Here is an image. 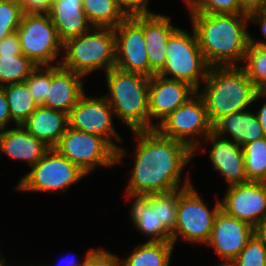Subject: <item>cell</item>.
Here are the masks:
<instances>
[{
	"label": "cell",
	"mask_w": 266,
	"mask_h": 266,
	"mask_svg": "<svg viewBox=\"0 0 266 266\" xmlns=\"http://www.w3.org/2000/svg\"><path fill=\"white\" fill-rule=\"evenodd\" d=\"M86 176L78 166L50 148L43 157L21 178L17 190L48 191L67 189Z\"/></svg>",
	"instance_id": "9c48e42d"
},
{
	"label": "cell",
	"mask_w": 266,
	"mask_h": 266,
	"mask_svg": "<svg viewBox=\"0 0 266 266\" xmlns=\"http://www.w3.org/2000/svg\"><path fill=\"white\" fill-rule=\"evenodd\" d=\"M54 148L86 174L116 164V150L104 138L69 126Z\"/></svg>",
	"instance_id": "8fae6325"
},
{
	"label": "cell",
	"mask_w": 266,
	"mask_h": 266,
	"mask_svg": "<svg viewBox=\"0 0 266 266\" xmlns=\"http://www.w3.org/2000/svg\"><path fill=\"white\" fill-rule=\"evenodd\" d=\"M38 66L21 55H0V87L24 82Z\"/></svg>",
	"instance_id": "83f0119b"
},
{
	"label": "cell",
	"mask_w": 266,
	"mask_h": 266,
	"mask_svg": "<svg viewBox=\"0 0 266 266\" xmlns=\"http://www.w3.org/2000/svg\"><path fill=\"white\" fill-rule=\"evenodd\" d=\"M53 0H19L23 14H49Z\"/></svg>",
	"instance_id": "74e56055"
},
{
	"label": "cell",
	"mask_w": 266,
	"mask_h": 266,
	"mask_svg": "<svg viewBox=\"0 0 266 266\" xmlns=\"http://www.w3.org/2000/svg\"><path fill=\"white\" fill-rule=\"evenodd\" d=\"M82 3L93 28H115L126 18L116 0H82Z\"/></svg>",
	"instance_id": "4316f807"
},
{
	"label": "cell",
	"mask_w": 266,
	"mask_h": 266,
	"mask_svg": "<svg viewBox=\"0 0 266 266\" xmlns=\"http://www.w3.org/2000/svg\"><path fill=\"white\" fill-rule=\"evenodd\" d=\"M179 203V190L157 193V216L159 224L172 234L176 226Z\"/></svg>",
	"instance_id": "4dcf8cb0"
},
{
	"label": "cell",
	"mask_w": 266,
	"mask_h": 266,
	"mask_svg": "<svg viewBox=\"0 0 266 266\" xmlns=\"http://www.w3.org/2000/svg\"><path fill=\"white\" fill-rule=\"evenodd\" d=\"M127 196L136 197L130 210V216L136 228L144 235L151 236L149 241L171 242L172 234L158 221L157 193L144 196L127 194Z\"/></svg>",
	"instance_id": "603a6c76"
},
{
	"label": "cell",
	"mask_w": 266,
	"mask_h": 266,
	"mask_svg": "<svg viewBox=\"0 0 266 266\" xmlns=\"http://www.w3.org/2000/svg\"><path fill=\"white\" fill-rule=\"evenodd\" d=\"M213 133L220 137L229 133L234 143L241 147L265 137L256 115L246 110L219 119L213 125Z\"/></svg>",
	"instance_id": "cb8c5ba5"
},
{
	"label": "cell",
	"mask_w": 266,
	"mask_h": 266,
	"mask_svg": "<svg viewBox=\"0 0 266 266\" xmlns=\"http://www.w3.org/2000/svg\"><path fill=\"white\" fill-rule=\"evenodd\" d=\"M173 247L172 242H145L121 260L122 266H169Z\"/></svg>",
	"instance_id": "d4e9b609"
},
{
	"label": "cell",
	"mask_w": 266,
	"mask_h": 266,
	"mask_svg": "<svg viewBox=\"0 0 266 266\" xmlns=\"http://www.w3.org/2000/svg\"><path fill=\"white\" fill-rule=\"evenodd\" d=\"M189 13L199 48L210 67L237 66L245 59L250 36L247 14Z\"/></svg>",
	"instance_id": "7a4b0ae2"
},
{
	"label": "cell",
	"mask_w": 266,
	"mask_h": 266,
	"mask_svg": "<svg viewBox=\"0 0 266 266\" xmlns=\"http://www.w3.org/2000/svg\"><path fill=\"white\" fill-rule=\"evenodd\" d=\"M115 33V67L126 72L152 77L144 37V15L126 17Z\"/></svg>",
	"instance_id": "7c38bea8"
},
{
	"label": "cell",
	"mask_w": 266,
	"mask_h": 266,
	"mask_svg": "<svg viewBox=\"0 0 266 266\" xmlns=\"http://www.w3.org/2000/svg\"><path fill=\"white\" fill-rule=\"evenodd\" d=\"M220 204L227 215L256 228L266 217V182L248 181L229 186Z\"/></svg>",
	"instance_id": "5bb4252c"
},
{
	"label": "cell",
	"mask_w": 266,
	"mask_h": 266,
	"mask_svg": "<svg viewBox=\"0 0 266 266\" xmlns=\"http://www.w3.org/2000/svg\"><path fill=\"white\" fill-rule=\"evenodd\" d=\"M12 121L22 125L39 106L25 82L3 86Z\"/></svg>",
	"instance_id": "484cf974"
},
{
	"label": "cell",
	"mask_w": 266,
	"mask_h": 266,
	"mask_svg": "<svg viewBox=\"0 0 266 266\" xmlns=\"http://www.w3.org/2000/svg\"><path fill=\"white\" fill-rule=\"evenodd\" d=\"M254 234L255 228L248 222L229 216L220 209L206 244L212 246L226 264H231Z\"/></svg>",
	"instance_id": "9a60e30c"
},
{
	"label": "cell",
	"mask_w": 266,
	"mask_h": 266,
	"mask_svg": "<svg viewBox=\"0 0 266 266\" xmlns=\"http://www.w3.org/2000/svg\"><path fill=\"white\" fill-rule=\"evenodd\" d=\"M216 266H230V264H226L225 262L224 263H221V264H218Z\"/></svg>",
	"instance_id": "7dc6e473"
},
{
	"label": "cell",
	"mask_w": 266,
	"mask_h": 266,
	"mask_svg": "<svg viewBox=\"0 0 266 266\" xmlns=\"http://www.w3.org/2000/svg\"><path fill=\"white\" fill-rule=\"evenodd\" d=\"M19 35L22 54L37 66H51L63 42L48 14H23Z\"/></svg>",
	"instance_id": "30bf717a"
},
{
	"label": "cell",
	"mask_w": 266,
	"mask_h": 266,
	"mask_svg": "<svg viewBox=\"0 0 266 266\" xmlns=\"http://www.w3.org/2000/svg\"><path fill=\"white\" fill-rule=\"evenodd\" d=\"M11 120L5 90L3 87H0V130L5 129L7 123Z\"/></svg>",
	"instance_id": "ab89813d"
},
{
	"label": "cell",
	"mask_w": 266,
	"mask_h": 266,
	"mask_svg": "<svg viewBox=\"0 0 266 266\" xmlns=\"http://www.w3.org/2000/svg\"><path fill=\"white\" fill-rule=\"evenodd\" d=\"M255 233L266 242V217L255 228Z\"/></svg>",
	"instance_id": "ee69618b"
},
{
	"label": "cell",
	"mask_w": 266,
	"mask_h": 266,
	"mask_svg": "<svg viewBox=\"0 0 266 266\" xmlns=\"http://www.w3.org/2000/svg\"><path fill=\"white\" fill-rule=\"evenodd\" d=\"M220 209L221 204L218 200L215 208L209 211L192 184L180 188L176 226L172 233L171 242L175 245L178 235H180L182 240L189 241V243H207L210 239L215 217Z\"/></svg>",
	"instance_id": "ba28073f"
},
{
	"label": "cell",
	"mask_w": 266,
	"mask_h": 266,
	"mask_svg": "<svg viewBox=\"0 0 266 266\" xmlns=\"http://www.w3.org/2000/svg\"><path fill=\"white\" fill-rule=\"evenodd\" d=\"M83 266H122V261L103 249L87 251Z\"/></svg>",
	"instance_id": "d590c367"
},
{
	"label": "cell",
	"mask_w": 266,
	"mask_h": 266,
	"mask_svg": "<svg viewBox=\"0 0 266 266\" xmlns=\"http://www.w3.org/2000/svg\"><path fill=\"white\" fill-rule=\"evenodd\" d=\"M84 262H79L77 263V261L75 259H71L67 262V264L65 266H83ZM64 266V265H63Z\"/></svg>",
	"instance_id": "f6af8a7d"
},
{
	"label": "cell",
	"mask_w": 266,
	"mask_h": 266,
	"mask_svg": "<svg viewBox=\"0 0 266 266\" xmlns=\"http://www.w3.org/2000/svg\"><path fill=\"white\" fill-rule=\"evenodd\" d=\"M155 129L164 137L185 143L196 153L198 136H209L213 132V125L203 97L196 92Z\"/></svg>",
	"instance_id": "52a82bcc"
},
{
	"label": "cell",
	"mask_w": 266,
	"mask_h": 266,
	"mask_svg": "<svg viewBox=\"0 0 266 266\" xmlns=\"http://www.w3.org/2000/svg\"><path fill=\"white\" fill-rule=\"evenodd\" d=\"M197 91L188 83L155 74L149 81L150 130L155 129L168 115L184 104ZM158 119L154 125L152 119Z\"/></svg>",
	"instance_id": "2e32d148"
},
{
	"label": "cell",
	"mask_w": 266,
	"mask_h": 266,
	"mask_svg": "<svg viewBox=\"0 0 266 266\" xmlns=\"http://www.w3.org/2000/svg\"><path fill=\"white\" fill-rule=\"evenodd\" d=\"M242 66L259 92L266 91V45L249 44Z\"/></svg>",
	"instance_id": "f546056e"
},
{
	"label": "cell",
	"mask_w": 266,
	"mask_h": 266,
	"mask_svg": "<svg viewBox=\"0 0 266 266\" xmlns=\"http://www.w3.org/2000/svg\"><path fill=\"white\" fill-rule=\"evenodd\" d=\"M5 262H6L5 259L1 258V256H0V266H6Z\"/></svg>",
	"instance_id": "bcb514c9"
},
{
	"label": "cell",
	"mask_w": 266,
	"mask_h": 266,
	"mask_svg": "<svg viewBox=\"0 0 266 266\" xmlns=\"http://www.w3.org/2000/svg\"><path fill=\"white\" fill-rule=\"evenodd\" d=\"M178 27H173L170 17L151 14L144 15V37L150 68L158 74L165 66L166 47L171 34Z\"/></svg>",
	"instance_id": "ffe728a7"
},
{
	"label": "cell",
	"mask_w": 266,
	"mask_h": 266,
	"mask_svg": "<svg viewBox=\"0 0 266 266\" xmlns=\"http://www.w3.org/2000/svg\"><path fill=\"white\" fill-rule=\"evenodd\" d=\"M109 94L105 96L119 117L133 131L150 130L149 81L138 73L122 71L116 67L105 72Z\"/></svg>",
	"instance_id": "277c9868"
},
{
	"label": "cell",
	"mask_w": 266,
	"mask_h": 266,
	"mask_svg": "<svg viewBox=\"0 0 266 266\" xmlns=\"http://www.w3.org/2000/svg\"><path fill=\"white\" fill-rule=\"evenodd\" d=\"M230 266H266V242L255 233Z\"/></svg>",
	"instance_id": "1f68e13d"
},
{
	"label": "cell",
	"mask_w": 266,
	"mask_h": 266,
	"mask_svg": "<svg viewBox=\"0 0 266 266\" xmlns=\"http://www.w3.org/2000/svg\"><path fill=\"white\" fill-rule=\"evenodd\" d=\"M248 20H252L255 22H258L261 24V29L263 32V35L266 37V12L261 11V12H253L248 14ZM249 44H254V45H266V42L264 41H255L252 39L251 36H249Z\"/></svg>",
	"instance_id": "b9f144b4"
},
{
	"label": "cell",
	"mask_w": 266,
	"mask_h": 266,
	"mask_svg": "<svg viewBox=\"0 0 266 266\" xmlns=\"http://www.w3.org/2000/svg\"><path fill=\"white\" fill-rule=\"evenodd\" d=\"M22 17L19 0H0V40L16 32Z\"/></svg>",
	"instance_id": "836d02e7"
},
{
	"label": "cell",
	"mask_w": 266,
	"mask_h": 266,
	"mask_svg": "<svg viewBox=\"0 0 266 266\" xmlns=\"http://www.w3.org/2000/svg\"><path fill=\"white\" fill-rule=\"evenodd\" d=\"M204 81L205 89L199 94L212 125L224 116L244 111L263 96L239 65L210 67Z\"/></svg>",
	"instance_id": "3957f363"
},
{
	"label": "cell",
	"mask_w": 266,
	"mask_h": 266,
	"mask_svg": "<svg viewBox=\"0 0 266 266\" xmlns=\"http://www.w3.org/2000/svg\"><path fill=\"white\" fill-rule=\"evenodd\" d=\"M21 45L17 32L0 40V55H21Z\"/></svg>",
	"instance_id": "f35d334b"
},
{
	"label": "cell",
	"mask_w": 266,
	"mask_h": 266,
	"mask_svg": "<svg viewBox=\"0 0 266 266\" xmlns=\"http://www.w3.org/2000/svg\"><path fill=\"white\" fill-rule=\"evenodd\" d=\"M93 30L66 40L63 43V51L66 55L62 63L58 61V65L82 76L101 67H105V72L114 68V28L94 27Z\"/></svg>",
	"instance_id": "5b68a950"
},
{
	"label": "cell",
	"mask_w": 266,
	"mask_h": 266,
	"mask_svg": "<svg viewBox=\"0 0 266 266\" xmlns=\"http://www.w3.org/2000/svg\"><path fill=\"white\" fill-rule=\"evenodd\" d=\"M149 0H116L118 8L126 17H135L143 15H151L147 9V3Z\"/></svg>",
	"instance_id": "8d00e7d4"
},
{
	"label": "cell",
	"mask_w": 266,
	"mask_h": 266,
	"mask_svg": "<svg viewBox=\"0 0 266 266\" xmlns=\"http://www.w3.org/2000/svg\"><path fill=\"white\" fill-rule=\"evenodd\" d=\"M190 12L205 14H245L239 0H185Z\"/></svg>",
	"instance_id": "d6a6232c"
},
{
	"label": "cell",
	"mask_w": 266,
	"mask_h": 266,
	"mask_svg": "<svg viewBox=\"0 0 266 266\" xmlns=\"http://www.w3.org/2000/svg\"><path fill=\"white\" fill-rule=\"evenodd\" d=\"M22 125L37 139L42 140L50 148H54L69 126L68 114L38 106Z\"/></svg>",
	"instance_id": "7402d4cb"
},
{
	"label": "cell",
	"mask_w": 266,
	"mask_h": 266,
	"mask_svg": "<svg viewBox=\"0 0 266 266\" xmlns=\"http://www.w3.org/2000/svg\"><path fill=\"white\" fill-rule=\"evenodd\" d=\"M113 115V109L105 96L91 98L83 94L68 114V122L70 128L104 138L116 150V163H118L126 152L111 140L110 136H114L116 140L122 141L114 129Z\"/></svg>",
	"instance_id": "4fadbf2b"
},
{
	"label": "cell",
	"mask_w": 266,
	"mask_h": 266,
	"mask_svg": "<svg viewBox=\"0 0 266 266\" xmlns=\"http://www.w3.org/2000/svg\"><path fill=\"white\" fill-rule=\"evenodd\" d=\"M82 78V75L60 64L51 65V85L41 106L69 114L84 94Z\"/></svg>",
	"instance_id": "e0dca14e"
},
{
	"label": "cell",
	"mask_w": 266,
	"mask_h": 266,
	"mask_svg": "<svg viewBox=\"0 0 266 266\" xmlns=\"http://www.w3.org/2000/svg\"><path fill=\"white\" fill-rule=\"evenodd\" d=\"M248 181L266 182V137L242 146Z\"/></svg>",
	"instance_id": "f1b7e54d"
},
{
	"label": "cell",
	"mask_w": 266,
	"mask_h": 266,
	"mask_svg": "<svg viewBox=\"0 0 266 266\" xmlns=\"http://www.w3.org/2000/svg\"><path fill=\"white\" fill-rule=\"evenodd\" d=\"M50 149L42 140L29 133L23 125L0 130V150L14 159L26 160L34 166Z\"/></svg>",
	"instance_id": "44dd1931"
},
{
	"label": "cell",
	"mask_w": 266,
	"mask_h": 266,
	"mask_svg": "<svg viewBox=\"0 0 266 266\" xmlns=\"http://www.w3.org/2000/svg\"><path fill=\"white\" fill-rule=\"evenodd\" d=\"M48 15L63 43L93 28L83 11L82 0H53Z\"/></svg>",
	"instance_id": "d6986e66"
},
{
	"label": "cell",
	"mask_w": 266,
	"mask_h": 266,
	"mask_svg": "<svg viewBox=\"0 0 266 266\" xmlns=\"http://www.w3.org/2000/svg\"><path fill=\"white\" fill-rule=\"evenodd\" d=\"M24 82L34 100L41 106L47 97L48 86L51 85V66H38Z\"/></svg>",
	"instance_id": "e575fe53"
},
{
	"label": "cell",
	"mask_w": 266,
	"mask_h": 266,
	"mask_svg": "<svg viewBox=\"0 0 266 266\" xmlns=\"http://www.w3.org/2000/svg\"><path fill=\"white\" fill-rule=\"evenodd\" d=\"M190 36L187 31L177 28L168 39L165 66L158 73L183 81L199 91V79L205 80L210 65L199 48L194 30Z\"/></svg>",
	"instance_id": "8992f818"
},
{
	"label": "cell",
	"mask_w": 266,
	"mask_h": 266,
	"mask_svg": "<svg viewBox=\"0 0 266 266\" xmlns=\"http://www.w3.org/2000/svg\"><path fill=\"white\" fill-rule=\"evenodd\" d=\"M133 133L139 141L126 194L144 196L166 193L192 184L187 177L185 184L179 187L180 174L194 155L188 145L164 137L156 129Z\"/></svg>",
	"instance_id": "6da1fadb"
},
{
	"label": "cell",
	"mask_w": 266,
	"mask_h": 266,
	"mask_svg": "<svg viewBox=\"0 0 266 266\" xmlns=\"http://www.w3.org/2000/svg\"><path fill=\"white\" fill-rule=\"evenodd\" d=\"M240 9L245 14L261 12L266 8V0H239Z\"/></svg>",
	"instance_id": "60d3db41"
},
{
	"label": "cell",
	"mask_w": 266,
	"mask_h": 266,
	"mask_svg": "<svg viewBox=\"0 0 266 266\" xmlns=\"http://www.w3.org/2000/svg\"><path fill=\"white\" fill-rule=\"evenodd\" d=\"M205 139L212 142L209 157L214 169L225 177V181L230 186L248 182L242 147L213 132Z\"/></svg>",
	"instance_id": "ac0fdd59"
},
{
	"label": "cell",
	"mask_w": 266,
	"mask_h": 266,
	"mask_svg": "<svg viewBox=\"0 0 266 266\" xmlns=\"http://www.w3.org/2000/svg\"><path fill=\"white\" fill-rule=\"evenodd\" d=\"M263 96L266 97V92H263ZM266 137V103L260 108V110L255 114Z\"/></svg>",
	"instance_id": "7bdbcfd3"
}]
</instances>
